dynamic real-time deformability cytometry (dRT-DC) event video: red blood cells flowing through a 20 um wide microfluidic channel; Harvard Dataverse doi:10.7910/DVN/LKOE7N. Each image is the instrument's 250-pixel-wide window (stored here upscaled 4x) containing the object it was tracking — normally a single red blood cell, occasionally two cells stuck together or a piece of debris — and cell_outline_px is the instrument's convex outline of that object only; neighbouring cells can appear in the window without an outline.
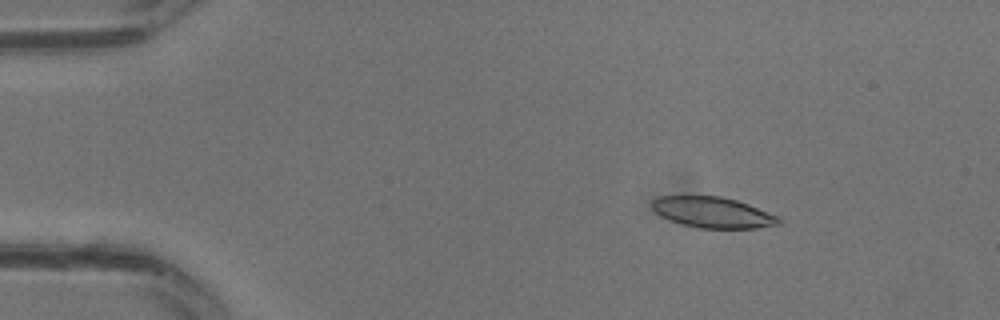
{"species": "common noctule bat (a hibernating species)", "species_latin": "Nyctalus noctula", "temperature_condition": "warm", "stored_images_in_passage": 12, "camera_frame_rate_fps": 3000, "um_per_image_px": 0.085, "animal": {"sex": "male", "body_mass_g": 13.3}, "frame": {"image": 1, "passage_image": 5, "time_ms": 1.333, "image_size_px": [1000, 320], "cell_outline_px": [[784, 220], [780, 224], [756, 228], [700, 228], [684, 224], [660, 216], [652, 208], [652, 200], [660, 196], [720, 196], [736, 200], [748, 204], [780, 216]], "centroid_in_image_um": [60.64, 18.05], "position_along_channel_um": 24.4, "area_um2": 22.72}}
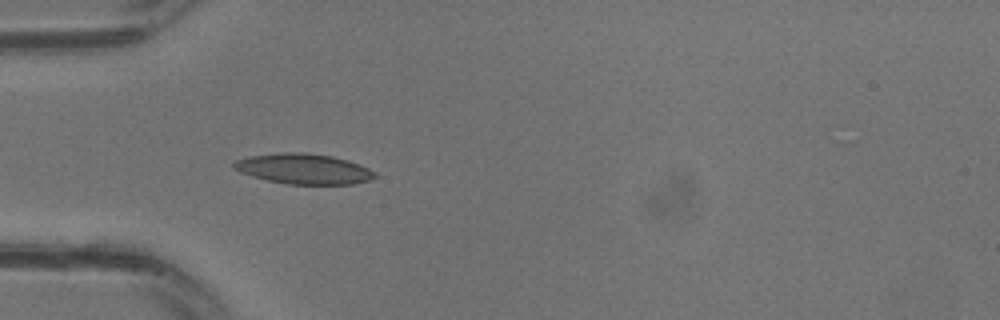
{"frame": {"image": 2, "passage_image": 10, "time_ms": 3.0, "image_size_px": [1000, 320], "cell_outline_px": [[380, 176], [368, 180], [352, 184], [288, 184], [268, 180], [252, 176], [240, 172], [232, 168], [232, 164], [236, 160], [248, 156], [284, 152], [304, 152], [332, 156], [348, 160], [368, 168], [376, 172]], "centroid_in_image_um": [25.81, 14.35], "position_along_channel_um": 59.2, "area_um2": 24.97}}
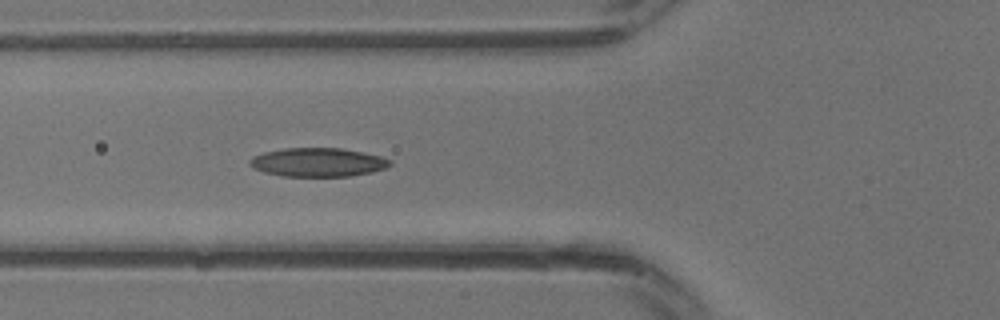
{"frame": {"image": 3, "passage_image": 12, "time_ms": 3.667, "image_size_px": [1000, 320], "cell_outline_px": [[392, 164], [384, 168], [372, 172], [352, 176], [284, 176], [264, 172], [252, 168], [248, 164], [248, 160], [252, 156], [264, 152], [284, 148], [340, 148], [364, 152], [380, 156], [392, 160]], "centroid_in_image_um": [27.0, 13.79], "position_along_channel_um": 98.8, "area_um2": 23.64}}